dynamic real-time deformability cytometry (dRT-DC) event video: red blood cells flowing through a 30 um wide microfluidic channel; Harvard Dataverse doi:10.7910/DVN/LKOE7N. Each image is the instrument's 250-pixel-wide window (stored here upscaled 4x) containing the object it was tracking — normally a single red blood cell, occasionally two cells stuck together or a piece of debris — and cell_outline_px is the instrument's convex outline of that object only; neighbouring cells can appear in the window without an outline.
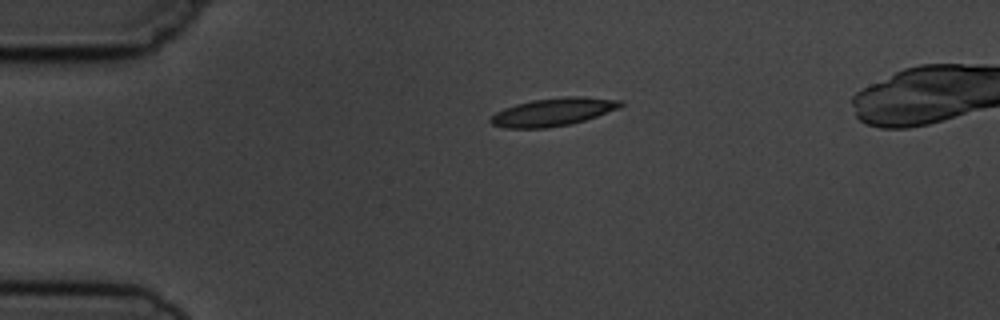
{"species": "common noctule bat (a hibernating species)", "species_latin": "Nyctalus noctula", "temperature_condition": "cold", "stored_images_in_passage": 3, "camera_frame_rate_fps": 3000, "um_per_image_px": 0.085, "animal": {"sex": "male", "body_mass_g": 19.5, "forearm_length_mm": 54.6}, "frame": {"image": 1, "passage_image": 1, "time_ms": 0.0, "image_size_px": [1000, 320], "cell_outline_px": [[624, 104], [616, 108], [596, 116], [572, 124], [548, 128], [504, 128], [492, 124], [488, 120], [496, 112], [504, 108], [516, 104], [532, 100], [564, 96], [584, 96], [624, 100]], "centroid_in_image_um": [47.0, 9.51], "position_along_channel_um": 38.0, "area_um2": 21.21}}